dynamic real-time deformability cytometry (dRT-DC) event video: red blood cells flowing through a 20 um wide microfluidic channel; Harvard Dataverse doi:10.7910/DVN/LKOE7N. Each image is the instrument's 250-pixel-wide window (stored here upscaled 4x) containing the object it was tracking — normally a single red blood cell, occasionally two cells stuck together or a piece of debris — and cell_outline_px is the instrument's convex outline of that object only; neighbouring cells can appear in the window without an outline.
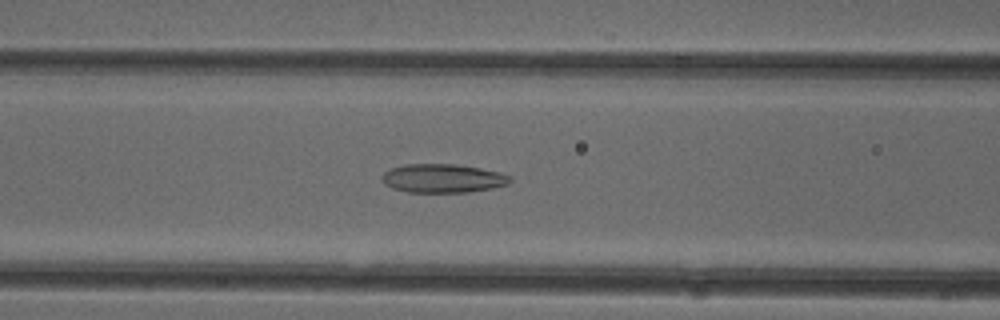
{"species": "common noctule bat (a hibernating species)", "species_latin": "Nyctalus noctula", "temperature_condition": "cold", "stored_images_in_passage": 44, "camera_frame_rate_fps": 3000, "um_per_image_px": 0.085, "animal": {"sex": "female"}, "frame": {"image": 1, "passage_image": 14, "time_ms": 4.333, "image_size_px": [1000, 320], "cell_outline_px": [[512, 180], [508, 184], [492, 188], [468, 192], [408, 192], [392, 188], [384, 184], [380, 176], [388, 168], [404, 164], [456, 164], [480, 168], [500, 172], [512, 176]], "centroid_in_image_um": [37.61, 15.15], "position_along_channel_um": 129.0, "area_um2": 21.68}}
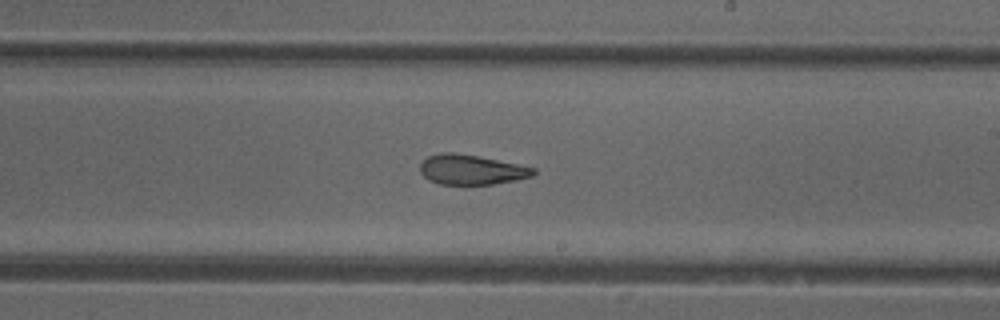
{"frame": {"image": 2, "passage_image": 23, "time_ms": 7.333, "image_size_px": [1000, 320], "cell_outline_px": [[536, 172], [532, 176], [516, 180], [492, 184], [440, 184], [428, 180], [420, 172], [420, 164], [428, 156], [440, 152], [452, 152], [476, 156], [536, 168]], "centroid_in_image_um": [40.04, 14.42], "position_along_channel_um": 249.0, "area_um2": 19.54}}
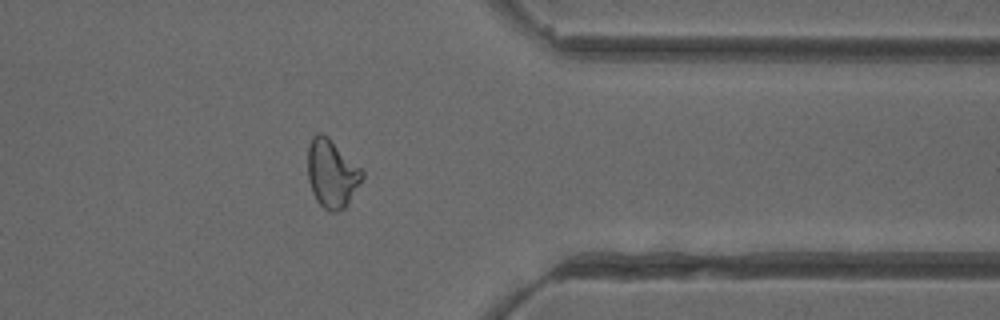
{"frame": {"image": 3, "passage_image": 34, "time_ms": 11.0, "image_size_px": [1000, 320], "cell_outline_px": [[364, 176], [348, 204], [344, 208], [336, 212], [328, 212], [316, 200], [312, 192], [308, 180], [308, 144], [312, 136], [316, 132], [320, 132], [328, 136], [364, 172]], "centroid_in_image_um": [28.18, 14.75], "position_along_channel_um": 383.2, "area_um2": 21.68}, "authors_computed_cell_mechanics": {"area_um2": 21.675, "velocity_mm_per_s": 4.0021, "shape_relaxation_time_tau1_ms": null, "shape_relaxation_time_tau2_ms": 3.5541, "deformation_change_tau1": null, "deformation_change_tau2": 0.1183}}